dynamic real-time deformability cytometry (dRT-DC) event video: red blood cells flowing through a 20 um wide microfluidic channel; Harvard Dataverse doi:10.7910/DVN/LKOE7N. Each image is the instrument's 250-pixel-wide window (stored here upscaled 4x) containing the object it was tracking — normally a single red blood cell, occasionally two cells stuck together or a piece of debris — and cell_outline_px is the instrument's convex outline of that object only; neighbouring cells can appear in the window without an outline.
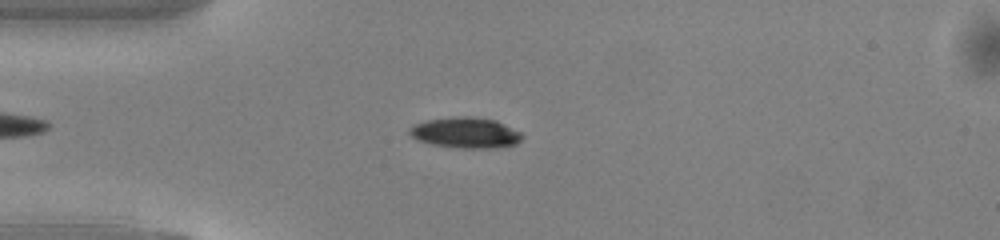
{"species": "common noctule bat (a hibernating species)", "species_latin": "Nyctalus noctula", "temperature_condition": "warm", "stored_images_in_passage": 36, "camera_frame_rate_fps": 3000, "um_per_image_px": 0.085, "animal": {"sex": "male", "body_mass_g": 13.0, "forearm_length_mm": 53.1}, "frame": {"image": 1, "passage_image": 2, "time_ms": 0.333, "image_size_px": [1000, 240], "cell_outline_px": [[524, 136], [516, 144], [496, 148], [456, 148], [432, 144], [416, 140], [408, 132], [408, 128], [424, 120], [452, 116], [468, 116], [496, 120], [520, 132]], "centroid_in_image_um": [39.55, 11.28], "position_along_channel_um": 45.5, "area_um2": 20.35}}
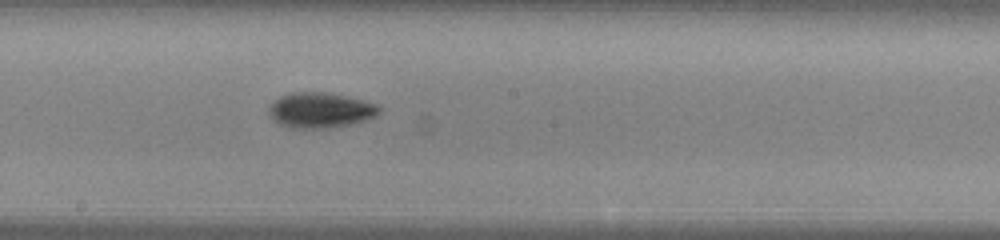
{"frame": {"image": 2, "passage_image": 16, "time_ms": 5.0, "image_size_px": [1000, 240], "cell_outline_px": [[380, 112], [376, 116], [364, 120], [348, 124], [328, 128], [292, 128], [280, 124], [272, 120], [268, 112], [268, 108], [272, 100], [280, 96], [292, 92], [328, 92], [376, 104], [380, 108]], "centroid_in_image_um": [27.16, 9.36], "position_along_channel_um": 221.0, "area_um2": 22.66}}
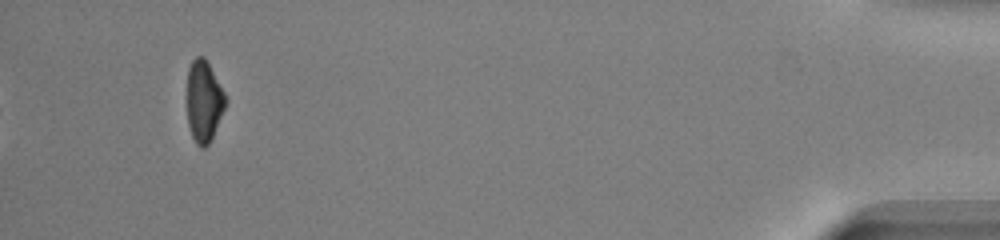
{"frame": {"image": 3, "passage_image": 36, "time_ms": 11.667, "image_size_px": [1000, 240], "cell_outline_px": [[228, 100], [212, 136], [208, 144], [204, 148], [200, 148], [196, 144], [192, 136], [188, 124], [188, 68], [192, 60], [196, 56], [204, 56], [224, 92]], "centroid_in_image_um": [17.33, 8.6], "position_along_channel_um": 417.9, "area_um2": 17.98}, "authors_computed_cell_mechanics": {"area_um2": 20.3745, "velocity_mm_per_s": 4.1267, "shape_relaxation_time_tau1_ms": 2.268, "shape_relaxation_time_tau2_ms": null, "deformation_change_tau1": 0.1116, "deformation_change_tau2": null}}